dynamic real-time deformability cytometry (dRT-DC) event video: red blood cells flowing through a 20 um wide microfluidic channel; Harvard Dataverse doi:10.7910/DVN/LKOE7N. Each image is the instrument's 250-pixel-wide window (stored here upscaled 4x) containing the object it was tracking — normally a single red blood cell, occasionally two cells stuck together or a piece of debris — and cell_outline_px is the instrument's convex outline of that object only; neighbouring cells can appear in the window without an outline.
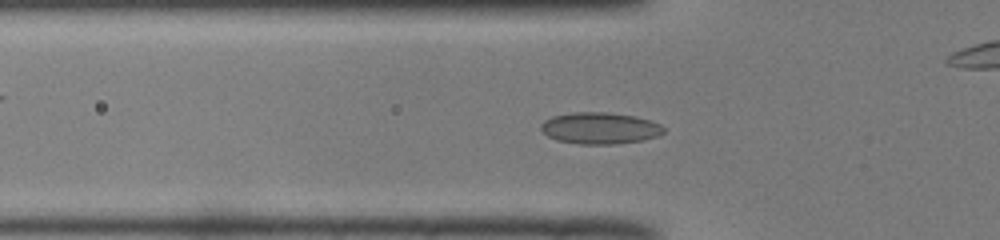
{"species": "common noctule bat (a hibernating species)", "species_latin": "Nyctalus noctula", "temperature_condition": "room temperature", "stored_images_in_passage": 42, "camera_frame_rate_fps": 3000, "um_per_image_px": 0.085, "animal": {"sex": "male", "body_mass_g": 19.0, "forearm_length_mm": 50.8}, "frame": {"image": 1, "passage_image": 7, "time_ms": 2.0, "image_size_px": [1000, 240], "cell_outline_px": [[664, 132], [660, 136], [644, 140], [616, 144], [580, 144], [556, 140], [548, 136], [540, 128], [540, 124], [544, 120], [552, 116], [572, 112], [604, 112], [636, 116], [652, 120], [660, 124], [664, 128]], "centroid_in_image_um": [51.01, 10.89], "position_along_channel_um": 74.8, "area_um2": 22.83}}
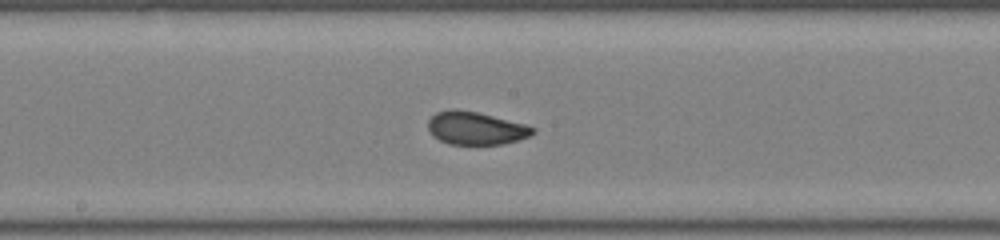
{"frame": {"image": 2, "passage_image": 17, "time_ms": 5.333, "image_size_px": [1000, 240], "cell_outline_px": [[536, 132], [528, 136], [504, 144], [448, 144], [432, 136], [428, 128], [428, 120], [436, 112], [452, 108], [456, 108], [476, 112], [524, 124], [536, 128]], "centroid_in_image_um": [40.4, 10.89], "position_along_channel_um": 207.8, "area_um2": 20.0}}
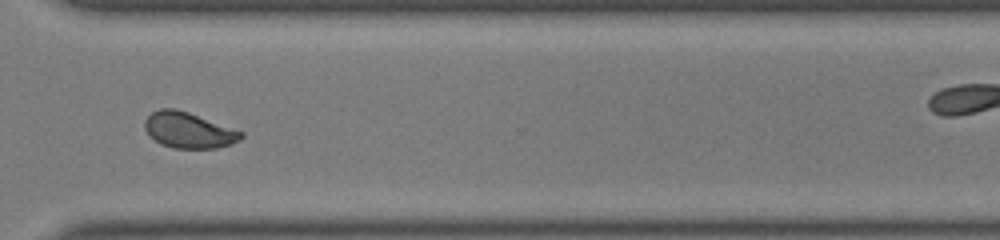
{"frame": {"image": 3, "passage_image": 28, "time_ms": 9.0, "image_size_px": [1000, 240], "cell_outline_px": [[244, 136], [240, 140], [232, 144], [216, 148], [172, 148], [160, 144], [148, 136], [144, 128], [144, 120], [152, 112], [160, 108], [176, 108], [188, 112], [244, 132]], "centroid_in_image_um": [16.01, 11.07], "position_along_channel_um": 354.6, "area_um2": 20.29}}